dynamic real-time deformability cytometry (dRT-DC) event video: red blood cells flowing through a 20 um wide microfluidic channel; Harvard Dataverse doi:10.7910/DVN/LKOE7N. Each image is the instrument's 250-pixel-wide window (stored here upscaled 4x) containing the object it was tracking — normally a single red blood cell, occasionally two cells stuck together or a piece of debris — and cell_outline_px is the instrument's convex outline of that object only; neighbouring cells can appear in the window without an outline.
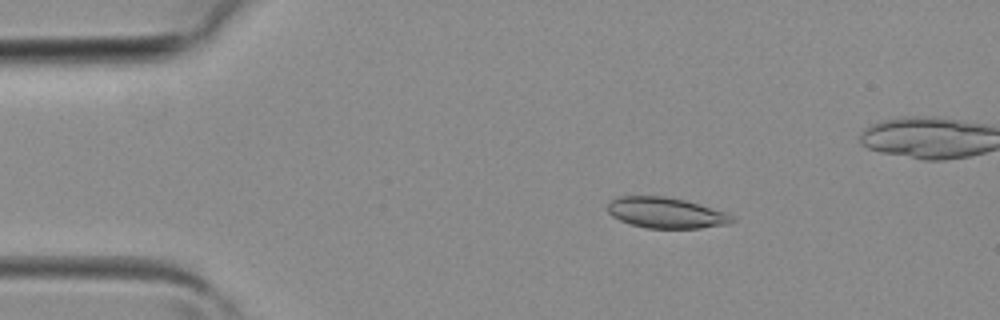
{"species": "common noctule bat (a hibernating species)", "species_latin": "Nyctalus noctula", "temperature_condition": "room temperature", "stored_images_in_passage": 4, "camera_frame_rate_fps": 3000, "um_per_image_px": 0.085, "animal": {"sex": "female", "body_mass_g": 19.3, "forearm_length_mm": 54.1}, "frame": {"image": 1, "passage_image": 2, "time_ms": 0.333, "image_size_px": [1000, 320], "cell_outline_px": [[736, 220], [728, 224], [700, 228], [648, 228], [632, 224], [620, 220], [612, 216], [608, 212], [608, 204], [612, 200], [620, 196], [664, 196], [684, 200], [728, 212]], "centroid_in_image_um": [56.64, 18.09], "position_along_channel_um": 28.4, "area_um2": 22.2}}